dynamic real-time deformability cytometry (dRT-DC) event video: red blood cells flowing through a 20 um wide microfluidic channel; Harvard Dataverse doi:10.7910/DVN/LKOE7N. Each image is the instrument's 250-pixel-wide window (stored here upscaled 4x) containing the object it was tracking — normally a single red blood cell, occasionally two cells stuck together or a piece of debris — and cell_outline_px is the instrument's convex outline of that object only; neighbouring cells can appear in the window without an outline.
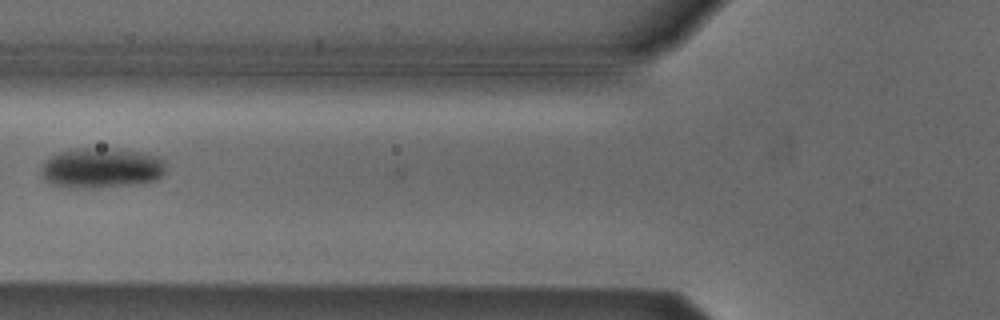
{"species": "Egyptian fruit bat (a non-hibernating species)", "species_latin": "Rousettus aegyptiacus", "temperature_condition": "cold", "stored_images_in_passage": 18, "camera_frame_rate_fps": 3000, "um_per_image_px": 0.085, "animal": {"sex": "male"}, "frame": {"image": 1, "passage_image": 2, "time_ms": 0.333, "image_size_px": [1000, 320], "cell_outline_px": [[164, 172], [156, 180], [136, 184], [92, 188], [68, 188], [48, 184], [40, 176], [40, 168], [52, 156], [60, 152], [76, 148], [108, 148], [140, 152], [156, 156], [164, 160]], "centroid_in_image_um": [8.56, 14.3], "position_along_channel_um": 117.2, "area_um2": 29.36}}
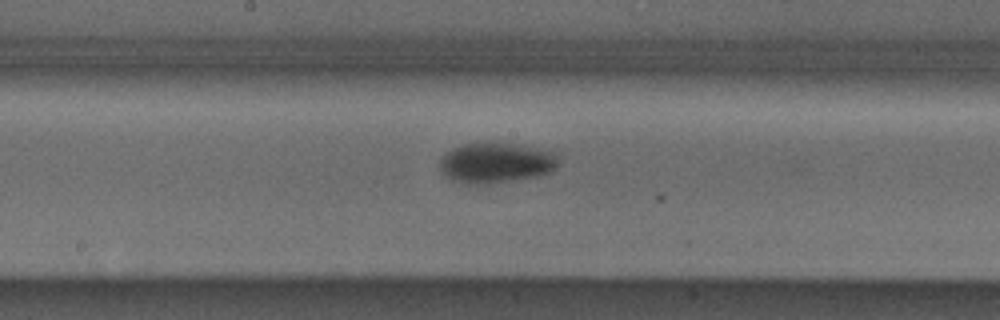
{"frame": {"image": 2, "passage_image": 9, "time_ms": 2.667, "image_size_px": [1000, 320], "cell_outline_px": [[560, 164], [552, 172], [540, 176], [492, 184], [468, 184], [452, 180], [440, 168], [440, 160], [452, 148], [464, 144], [512, 144], [552, 152], [560, 160]], "centroid_in_image_um": [42.2, 13.88], "position_along_channel_um": 206.0, "area_um2": 27.51}}
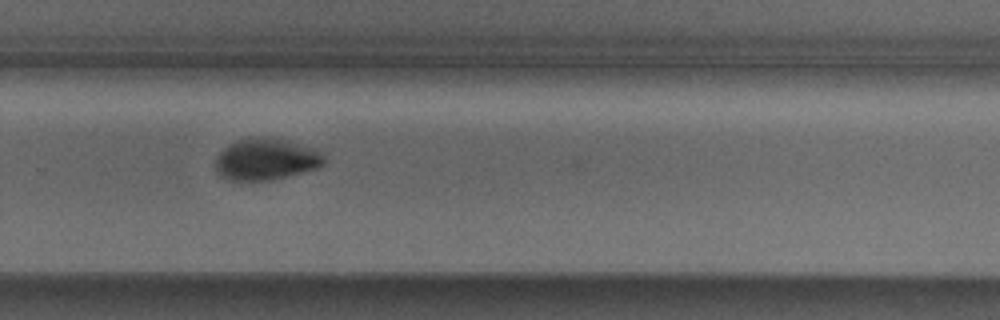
{"frame": {"image": 3, "passage_image": 17, "time_ms": 5.333, "image_size_px": [1000, 320], "cell_outline_px": [[324, 164], [316, 168], [268, 180], [228, 180], [220, 176], [216, 168], [216, 160], [220, 152], [228, 144], [236, 140], [252, 136], [264, 136], [316, 148], [324, 156]], "centroid_in_image_um": [22.58, 13.52], "position_along_channel_um": 307.2, "area_um2": 26.07}}